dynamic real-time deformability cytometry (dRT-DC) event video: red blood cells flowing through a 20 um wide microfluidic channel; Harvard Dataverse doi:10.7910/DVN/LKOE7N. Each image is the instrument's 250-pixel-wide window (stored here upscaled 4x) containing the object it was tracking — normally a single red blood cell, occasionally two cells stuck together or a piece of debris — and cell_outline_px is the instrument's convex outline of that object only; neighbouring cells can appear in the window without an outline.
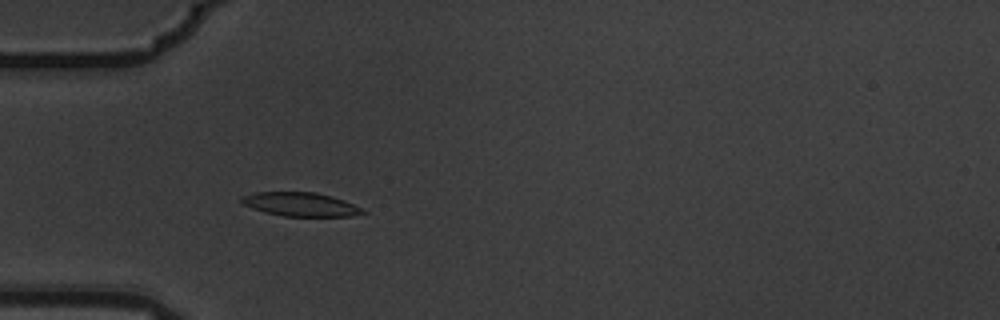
{"species": "common noctule bat (a hibernating species)", "species_latin": "Nyctalus noctula", "temperature_condition": "warm", "stored_images_in_passage": 6, "camera_frame_rate_fps": 3000, "um_per_image_px": 0.085, "animal": {"sex": "male", "body_mass_g": 19.5, "forearm_length_mm": 54.6}, "frame": {"image": 1, "passage_image": 5, "time_ms": 1.333, "image_size_px": [1000, 320], "cell_outline_px": [[368, 212], [352, 216], [284, 216], [264, 212], [240, 204], [240, 196], [256, 192], [316, 192], [332, 196], [344, 200]], "centroid_in_image_um": [25.49, 17.36], "position_along_channel_um": 59.5, "area_um2": 16.88}}
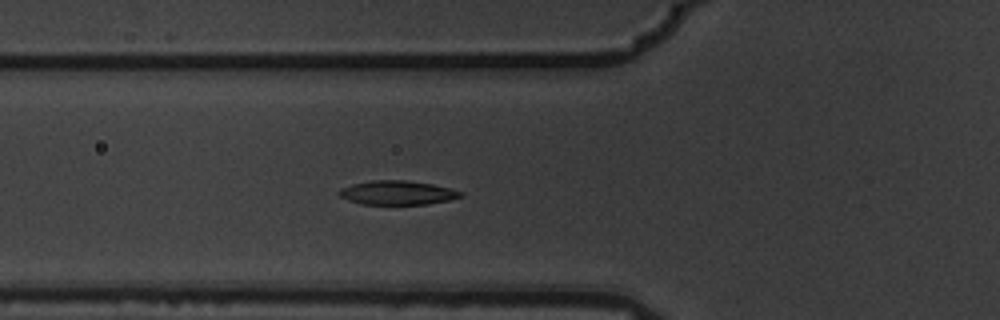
{"frame": {"image": 2, "passage_image": 6, "time_ms": 1.667, "image_size_px": [1000, 320], "cell_outline_px": [[464, 196], [448, 200], [428, 204], [360, 204], [348, 200], [340, 196], [336, 192], [340, 188], [352, 184], [372, 180], [404, 180], [432, 184], [452, 188], [464, 192]], "centroid_in_image_um": [33.78, 16.38], "position_along_channel_um": 92.0, "area_um2": 17.17}}